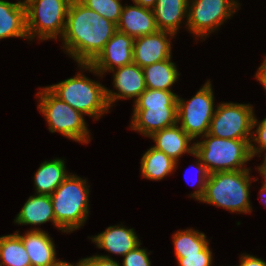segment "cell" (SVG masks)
Wrapping results in <instances>:
<instances>
[{"label": "cell", "mask_w": 266, "mask_h": 266, "mask_svg": "<svg viewBox=\"0 0 266 266\" xmlns=\"http://www.w3.org/2000/svg\"><path fill=\"white\" fill-rule=\"evenodd\" d=\"M143 69L146 88L172 91L171 87L178 81L180 74L171 58L156 62Z\"/></svg>", "instance_id": "cell-23"}, {"label": "cell", "mask_w": 266, "mask_h": 266, "mask_svg": "<svg viewBox=\"0 0 266 266\" xmlns=\"http://www.w3.org/2000/svg\"><path fill=\"white\" fill-rule=\"evenodd\" d=\"M10 37L29 39L23 0L16 3L0 0V39Z\"/></svg>", "instance_id": "cell-19"}, {"label": "cell", "mask_w": 266, "mask_h": 266, "mask_svg": "<svg viewBox=\"0 0 266 266\" xmlns=\"http://www.w3.org/2000/svg\"><path fill=\"white\" fill-rule=\"evenodd\" d=\"M78 266H121L109 255H94L82 258L76 263Z\"/></svg>", "instance_id": "cell-32"}, {"label": "cell", "mask_w": 266, "mask_h": 266, "mask_svg": "<svg viewBox=\"0 0 266 266\" xmlns=\"http://www.w3.org/2000/svg\"><path fill=\"white\" fill-rule=\"evenodd\" d=\"M1 266H31L21 238L14 232L0 237Z\"/></svg>", "instance_id": "cell-25"}, {"label": "cell", "mask_w": 266, "mask_h": 266, "mask_svg": "<svg viewBox=\"0 0 266 266\" xmlns=\"http://www.w3.org/2000/svg\"><path fill=\"white\" fill-rule=\"evenodd\" d=\"M254 116L252 129L256 128L255 131L252 130L251 140H250V152L252 159L256 155H259L262 151H266V118L261 122L257 120ZM257 126V127H256ZM255 132V133H254ZM254 134V135H253ZM252 142H255L258 147H256ZM266 154V152H265Z\"/></svg>", "instance_id": "cell-28"}, {"label": "cell", "mask_w": 266, "mask_h": 266, "mask_svg": "<svg viewBox=\"0 0 266 266\" xmlns=\"http://www.w3.org/2000/svg\"><path fill=\"white\" fill-rule=\"evenodd\" d=\"M251 169L219 171L209 175L203 203L229 210L231 213L252 212L250 202Z\"/></svg>", "instance_id": "cell-3"}, {"label": "cell", "mask_w": 266, "mask_h": 266, "mask_svg": "<svg viewBox=\"0 0 266 266\" xmlns=\"http://www.w3.org/2000/svg\"><path fill=\"white\" fill-rule=\"evenodd\" d=\"M254 116L251 104L220 103L215 109L208 134L219 138L251 140Z\"/></svg>", "instance_id": "cell-11"}, {"label": "cell", "mask_w": 266, "mask_h": 266, "mask_svg": "<svg viewBox=\"0 0 266 266\" xmlns=\"http://www.w3.org/2000/svg\"><path fill=\"white\" fill-rule=\"evenodd\" d=\"M257 170L260 172V175H262L265 179L263 185H266V154L264 155V161L262 165L258 166Z\"/></svg>", "instance_id": "cell-36"}, {"label": "cell", "mask_w": 266, "mask_h": 266, "mask_svg": "<svg viewBox=\"0 0 266 266\" xmlns=\"http://www.w3.org/2000/svg\"><path fill=\"white\" fill-rule=\"evenodd\" d=\"M192 155L195 156V158L197 159V162H196L197 164H195L196 165L195 169H197L196 174H198V175L196 177L197 178L196 180H198V181H196L197 182V186H196L197 190H195L192 193V195H190V197L196 199L197 201H200L204 196L205 188H206V182L209 178L210 173L208 172L206 166L200 161V158L195 153H193ZM185 180H187L186 177H185Z\"/></svg>", "instance_id": "cell-31"}, {"label": "cell", "mask_w": 266, "mask_h": 266, "mask_svg": "<svg viewBox=\"0 0 266 266\" xmlns=\"http://www.w3.org/2000/svg\"><path fill=\"white\" fill-rule=\"evenodd\" d=\"M89 9L96 11L102 17L118 24L122 12L120 0H79Z\"/></svg>", "instance_id": "cell-27"}, {"label": "cell", "mask_w": 266, "mask_h": 266, "mask_svg": "<svg viewBox=\"0 0 266 266\" xmlns=\"http://www.w3.org/2000/svg\"><path fill=\"white\" fill-rule=\"evenodd\" d=\"M65 166L59 158L41 163L33 177L36 194L51 195L70 174Z\"/></svg>", "instance_id": "cell-22"}, {"label": "cell", "mask_w": 266, "mask_h": 266, "mask_svg": "<svg viewBox=\"0 0 266 266\" xmlns=\"http://www.w3.org/2000/svg\"><path fill=\"white\" fill-rule=\"evenodd\" d=\"M202 139L204 140L193 143L194 153L210 174L250 169L244 166L252 159L250 140L219 138L208 133Z\"/></svg>", "instance_id": "cell-5"}, {"label": "cell", "mask_w": 266, "mask_h": 266, "mask_svg": "<svg viewBox=\"0 0 266 266\" xmlns=\"http://www.w3.org/2000/svg\"><path fill=\"white\" fill-rule=\"evenodd\" d=\"M110 72H113V86L117 90L114 92L106 88V99L109 107L117 100L136 98L147 89L144 79L143 69L131 63L119 68H116Z\"/></svg>", "instance_id": "cell-14"}, {"label": "cell", "mask_w": 266, "mask_h": 266, "mask_svg": "<svg viewBox=\"0 0 266 266\" xmlns=\"http://www.w3.org/2000/svg\"><path fill=\"white\" fill-rule=\"evenodd\" d=\"M40 89L37 92L38 108L47 121L49 131L59 132L70 140L88 144L90 132L84 115L55 96L47 87Z\"/></svg>", "instance_id": "cell-7"}, {"label": "cell", "mask_w": 266, "mask_h": 266, "mask_svg": "<svg viewBox=\"0 0 266 266\" xmlns=\"http://www.w3.org/2000/svg\"><path fill=\"white\" fill-rule=\"evenodd\" d=\"M198 231L190 228L173 234L176 259L182 258V255L197 254L209 244L205 234Z\"/></svg>", "instance_id": "cell-26"}, {"label": "cell", "mask_w": 266, "mask_h": 266, "mask_svg": "<svg viewBox=\"0 0 266 266\" xmlns=\"http://www.w3.org/2000/svg\"><path fill=\"white\" fill-rule=\"evenodd\" d=\"M63 266H78L77 264H72V263H69V262H66Z\"/></svg>", "instance_id": "cell-39"}, {"label": "cell", "mask_w": 266, "mask_h": 266, "mask_svg": "<svg viewBox=\"0 0 266 266\" xmlns=\"http://www.w3.org/2000/svg\"><path fill=\"white\" fill-rule=\"evenodd\" d=\"M87 183L86 179L70 173L50 195L56 227L64 233L79 229L88 218L90 186Z\"/></svg>", "instance_id": "cell-4"}, {"label": "cell", "mask_w": 266, "mask_h": 266, "mask_svg": "<svg viewBox=\"0 0 266 266\" xmlns=\"http://www.w3.org/2000/svg\"><path fill=\"white\" fill-rule=\"evenodd\" d=\"M149 138H152L155 142L154 148L163 151L167 156L176 161V163H178L179 158L183 154L194 153V144L190 146L193 139L178 123L154 132Z\"/></svg>", "instance_id": "cell-17"}, {"label": "cell", "mask_w": 266, "mask_h": 266, "mask_svg": "<svg viewBox=\"0 0 266 266\" xmlns=\"http://www.w3.org/2000/svg\"><path fill=\"white\" fill-rule=\"evenodd\" d=\"M212 251L209 244L197 254L182 255L177 259L178 266H212Z\"/></svg>", "instance_id": "cell-29"}, {"label": "cell", "mask_w": 266, "mask_h": 266, "mask_svg": "<svg viewBox=\"0 0 266 266\" xmlns=\"http://www.w3.org/2000/svg\"><path fill=\"white\" fill-rule=\"evenodd\" d=\"M212 90L208 80L190 100L177 96V123L193 140L209 132L216 107Z\"/></svg>", "instance_id": "cell-9"}, {"label": "cell", "mask_w": 266, "mask_h": 266, "mask_svg": "<svg viewBox=\"0 0 266 266\" xmlns=\"http://www.w3.org/2000/svg\"><path fill=\"white\" fill-rule=\"evenodd\" d=\"M141 243L124 255V259L121 266H151L149 259V252L147 249L140 248Z\"/></svg>", "instance_id": "cell-30"}, {"label": "cell", "mask_w": 266, "mask_h": 266, "mask_svg": "<svg viewBox=\"0 0 266 266\" xmlns=\"http://www.w3.org/2000/svg\"><path fill=\"white\" fill-rule=\"evenodd\" d=\"M158 30L153 9L138 4L123 6L117 31L137 38Z\"/></svg>", "instance_id": "cell-16"}, {"label": "cell", "mask_w": 266, "mask_h": 266, "mask_svg": "<svg viewBox=\"0 0 266 266\" xmlns=\"http://www.w3.org/2000/svg\"><path fill=\"white\" fill-rule=\"evenodd\" d=\"M72 0H24L29 41L62 37Z\"/></svg>", "instance_id": "cell-8"}, {"label": "cell", "mask_w": 266, "mask_h": 266, "mask_svg": "<svg viewBox=\"0 0 266 266\" xmlns=\"http://www.w3.org/2000/svg\"><path fill=\"white\" fill-rule=\"evenodd\" d=\"M260 83L263 85L264 89L266 90V78H256Z\"/></svg>", "instance_id": "cell-38"}, {"label": "cell", "mask_w": 266, "mask_h": 266, "mask_svg": "<svg viewBox=\"0 0 266 266\" xmlns=\"http://www.w3.org/2000/svg\"><path fill=\"white\" fill-rule=\"evenodd\" d=\"M255 78H266V56L263 63L258 68Z\"/></svg>", "instance_id": "cell-35"}, {"label": "cell", "mask_w": 266, "mask_h": 266, "mask_svg": "<svg viewBox=\"0 0 266 266\" xmlns=\"http://www.w3.org/2000/svg\"><path fill=\"white\" fill-rule=\"evenodd\" d=\"M173 33L158 30L155 33L134 38L133 63L141 68L171 58Z\"/></svg>", "instance_id": "cell-13"}, {"label": "cell", "mask_w": 266, "mask_h": 266, "mask_svg": "<svg viewBox=\"0 0 266 266\" xmlns=\"http://www.w3.org/2000/svg\"><path fill=\"white\" fill-rule=\"evenodd\" d=\"M260 197L261 200L264 199V201L266 202V185H262V188L260 189ZM264 201H262L264 203Z\"/></svg>", "instance_id": "cell-37"}, {"label": "cell", "mask_w": 266, "mask_h": 266, "mask_svg": "<svg viewBox=\"0 0 266 266\" xmlns=\"http://www.w3.org/2000/svg\"><path fill=\"white\" fill-rule=\"evenodd\" d=\"M177 96L172 91L147 88L134 102L130 128L150 137L177 124Z\"/></svg>", "instance_id": "cell-2"}, {"label": "cell", "mask_w": 266, "mask_h": 266, "mask_svg": "<svg viewBox=\"0 0 266 266\" xmlns=\"http://www.w3.org/2000/svg\"><path fill=\"white\" fill-rule=\"evenodd\" d=\"M47 88L72 108L94 120L109 112L105 86L84 76L83 72Z\"/></svg>", "instance_id": "cell-6"}, {"label": "cell", "mask_w": 266, "mask_h": 266, "mask_svg": "<svg viewBox=\"0 0 266 266\" xmlns=\"http://www.w3.org/2000/svg\"><path fill=\"white\" fill-rule=\"evenodd\" d=\"M49 221L56 227L52 200L50 195L43 194L30 196L14 219L18 225H40Z\"/></svg>", "instance_id": "cell-20"}, {"label": "cell", "mask_w": 266, "mask_h": 266, "mask_svg": "<svg viewBox=\"0 0 266 266\" xmlns=\"http://www.w3.org/2000/svg\"><path fill=\"white\" fill-rule=\"evenodd\" d=\"M133 44V37L116 31L90 64L78 67L101 77L105 72L133 63Z\"/></svg>", "instance_id": "cell-12"}, {"label": "cell", "mask_w": 266, "mask_h": 266, "mask_svg": "<svg viewBox=\"0 0 266 266\" xmlns=\"http://www.w3.org/2000/svg\"><path fill=\"white\" fill-rule=\"evenodd\" d=\"M99 249L124 256L141 242L133 228L109 226L104 232L90 238Z\"/></svg>", "instance_id": "cell-18"}, {"label": "cell", "mask_w": 266, "mask_h": 266, "mask_svg": "<svg viewBox=\"0 0 266 266\" xmlns=\"http://www.w3.org/2000/svg\"><path fill=\"white\" fill-rule=\"evenodd\" d=\"M140 163L143 178L155 181L162 180L178 166L176 161L153 146L143 154Z\"/></svg>", "instance_id": "cell-24"}, {"label": "cell", "mask_w": 266, "mask_h": 266, "mask_svg": "<svg viewBox=\"0 0 266 266\" xmlns=\"http://www.w3.org/2000/svg\"><path fill=\"white\" fill-rule=\"evenodd\" d=\"M134 4H138L142 7L153 9L157 0H132Z\"/></svg>", "instance_id": "cell-34"}, {"label": "cell", "mask_w": 266, "mask_h": 266, "mask_svg": "<svg viewBox=\"0 0 266 266\" xmlns=\"http://www.w3.org/2000/svg\"><path fill=\"white\" fill-rule=\"evenodd\" d=\"M116 31L115 23L89 9L79 0H72L61 37L63 49L77 64H90Z\"/></svg>", "instance_id": "cell-1"}, {"label": "cell", "mask_w": 266, "mask_h": 266, "mask_svg": "<svg viewBox=\"0 0 266 266\" xmlns=\"http://www.w3.org/2000/svg\"><path fill=\"white\" fill-rule=\"evenodd\" d=\"M159 30L177 34L188 13V0H157L153 8Z\"/></svg>", "instance_id": "cell-21"}, {"label": "cell", "mask_w": 266, "mask_h": 266, "mask_svg": "<svg viewBox=\"0 0 266 266\" xmlns=\"http://www.w3.org/2000/svg\"><path fill=\"white\" fill-rule=\"evenodd\" d=\"M239 266H266V262L261 258H257L249 254H243L240 257Z\"/></svg>", "instance_id": "cell-33"}, {"label": "cell", "mask_w": 266, "mask_h": 266, "mask_svg": "<svg viewBox=\"0 0 266 266\" xmlns=\"http://www.w3.org/2000/svg\"><path fill=\"white\" fill-rule=\"evenodd\" d=\"M237 0H188L186 26L195 36L209 37L225 20L237 12Z\"/></svg>", "instance_id": "cell-10"}, {"label": "cell", "mask_w": 266, "mask_h": 266, "mask_svg": "<svg viewBox=\"0 0 266 266\" xmlns=\"http://www.w3.org/2000/svg\"><path fill=\"white\" fill-rule=\"evenodd\" d=\"M39 229H30L24 235L15 231L25 246L31 266H63L66 261L56 258L53 238H50L47 232Z\"/></svg>", "instance_id": "cell-15"}]
</instances>
